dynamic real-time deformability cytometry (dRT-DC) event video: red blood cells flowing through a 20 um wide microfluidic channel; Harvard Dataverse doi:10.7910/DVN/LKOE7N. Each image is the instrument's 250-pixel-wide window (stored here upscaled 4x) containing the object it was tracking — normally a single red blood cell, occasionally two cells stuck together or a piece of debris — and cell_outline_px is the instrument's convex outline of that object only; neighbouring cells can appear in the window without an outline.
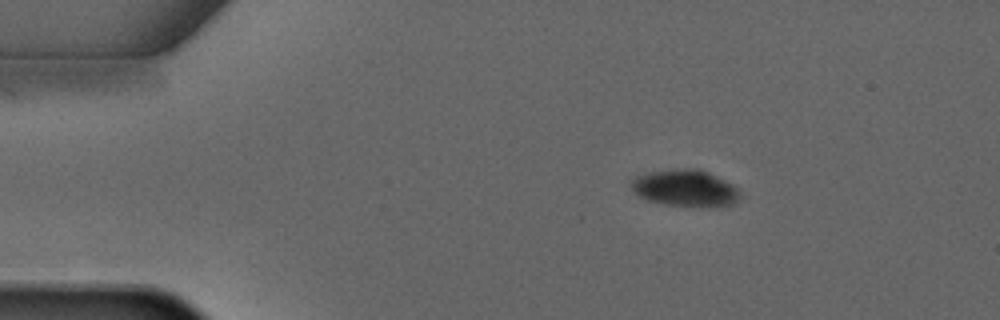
{"species": "common noctule bat (a hibernating species)", "species_latin": "Nyctalus noctula", "temperature_condition": "warm", "stored_images_in_passage": 4, "camera_frame_rate_fps": 3000, "um_per_image_px": 0.085, "animal": {"sex": "male", "forearm_length_mm": 52.5}, "frame": {"image": 1, "passage_image": 2, "time_ms": 1.0, "image_size_px": [1000, 320], "cell_outline_px": [[740, 196], [736, 204], [664, 204], [648, 200], [640, 196], [628, 184], [628, 180], [636, 176], [648, 172], [684, 168], [696, 168], [708, 172], [732, 184], [740, 192]], "centroid_in_image_um": [58.18, 15.94], "position_along_channel_um": 26.8, "area_um2": 22.54}}
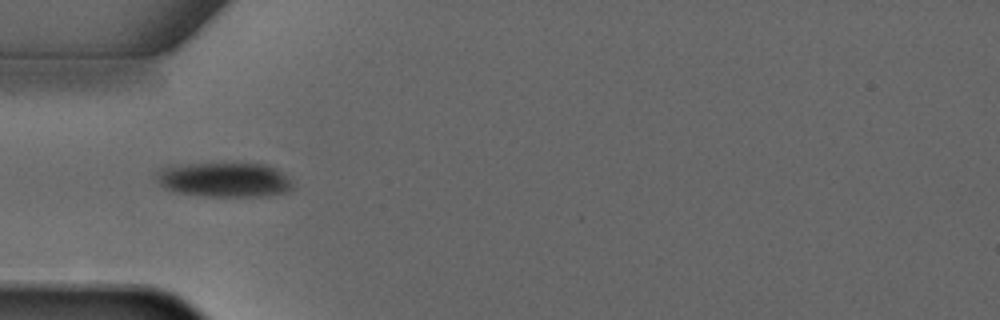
{"frame": {"image": 2, "passage_image": 3, "time_ms": 3.333, "image_size_px": [1000, 320], "cell_outline_px": [[292, 188], [284, 192], [260, 196], [208, 196], [176, 192], [160, 184], [156, 176], [156, 172], [160, 168], [184, 164], [264, 164], [276, 168], [292, 184]], "centroid_in_image_um": [19.03, 15.27], "position_along_channel_um": 66.0, "area_um2": 26.82}}
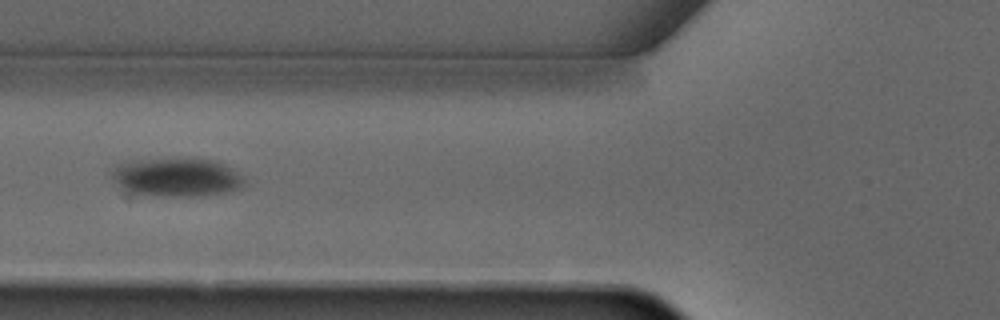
{"frame": {"image": 3, "passage_image": 4, "time_ms": 4.333, "image_size_px": [1000, 320], "cell_outline_px": [[244, 184], [240, 188], [228, 192], [196, 196], [164, 196], [136, 192], [124, 188], [112, 176], [112, 168], [120, 164], [132, 160], [172, 156], [196, 156], [216, 160], [224, 164], [240, 176], [244, 180]], "centroid_in_image_um": [15.06, 14.99], "position_along_channel_um": 110.7, "area_um2": 30.17}}